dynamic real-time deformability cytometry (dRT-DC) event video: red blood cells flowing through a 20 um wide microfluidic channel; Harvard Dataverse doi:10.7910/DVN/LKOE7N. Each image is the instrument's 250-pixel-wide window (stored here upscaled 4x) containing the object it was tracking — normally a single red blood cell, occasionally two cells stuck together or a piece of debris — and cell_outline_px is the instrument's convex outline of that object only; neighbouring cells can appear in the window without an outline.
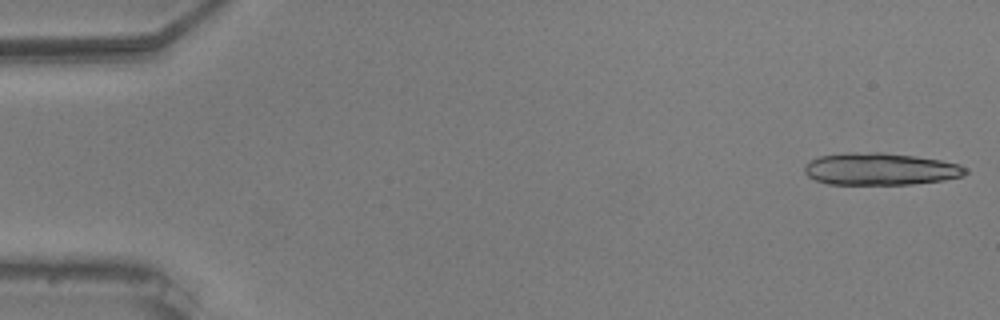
{"species": "common noctule bat (a hibernating species)", "species_latin": "Nyctalus noctula", "temperature_condition": "warm", "stored_images_in_passage": 15, "camera_frame_rate_fps": 3000, "um_per_image_px": 0.085, "animal": {"sex": "male", "body_mass_g": 20.5, "forearm_length_mm": 52.5}, "frame": {"image": 1, "passage_image": 1, "time_ms": 0.0, "image_size_px": [1000, 320], "cell_outline_px": [[968, 172], [960, 176], [944, 180], [912, 184], [828, 184], [816, 180], [808, 176], [804, 172], [804, 164], [808, 160], [820, 156], [852, 152], [884, 152], [916, 156], [940, 160], [960, 164], [968, 168]], "centroid_in_image_um": [74.81, 14.36], "position_along_channel_um": 10.2, "area_um2": 30.35}}